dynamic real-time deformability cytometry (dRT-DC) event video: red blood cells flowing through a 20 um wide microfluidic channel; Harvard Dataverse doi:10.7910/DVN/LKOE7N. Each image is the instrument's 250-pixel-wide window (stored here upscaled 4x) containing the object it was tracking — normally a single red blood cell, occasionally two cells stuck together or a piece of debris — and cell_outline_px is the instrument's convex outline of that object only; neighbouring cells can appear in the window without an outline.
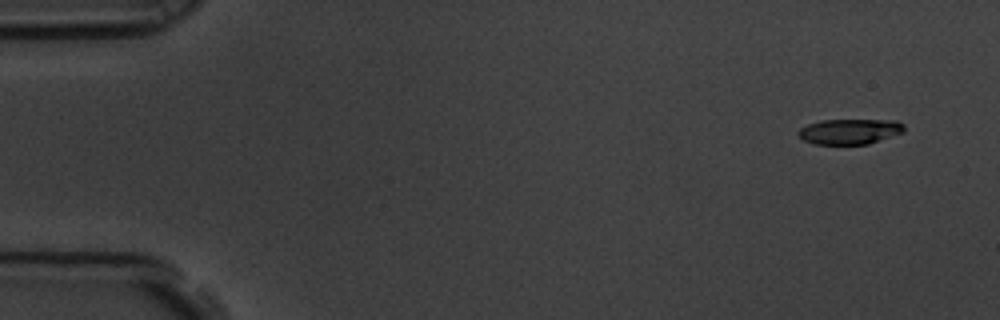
{"species": "common noctule bat (a hibernating species)", "species_latin": "Nyctalus noctula", "temperature_condition": "room temperature", "stored_images_in_passage": 5, "camera_frame_rate_fps": 3000, "um_per_image_px": 0.085, "animal": {"sex": "male", "body_mass_g": 19.5, "forearm_length_mm": 54.6}, "frame": {"image": 1, "passage_image": 1, "time_ms": 0.0, "image_size_px": [1000, 320], "cell_outline_px": [[904, 132], [868, 144], [816, 144], [804, 140], [796, 132], [800, 128], [808, 124], [820, 120], [896, 120], [904, 124]], "centroid_in_image_um": [72.23, 11.17], "position_along_channel_um": 12.8, "area_um2": 15.61}}
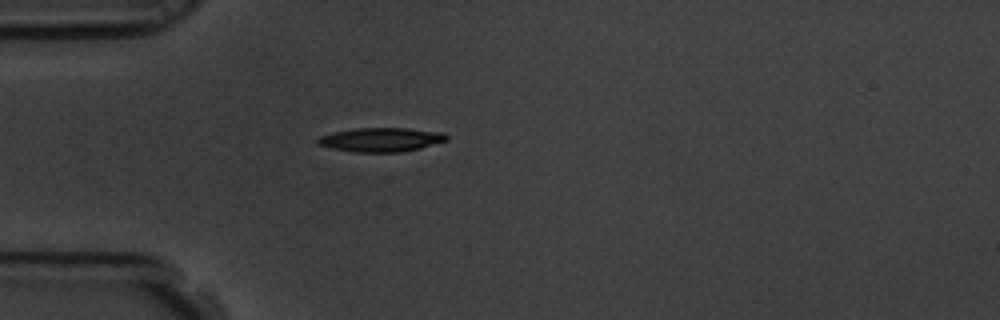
{"frame": {"image": 2, "passage_image": 4, "time_ms": 1.0, "image_size_px": [1000, 320], "cell_outline_px": [[448, 140], [420, 148], [400, 152], [356, 152], [332, 148], [316, 144], [316, 140], [320, 136], [332, 132], [356, 128], [408, 128], [444, 132], [448, 136]], "centroid_in_image_um": [32.39, 11.86], "position_along_channel_um": 52.6, "area_um2": 18.09}}